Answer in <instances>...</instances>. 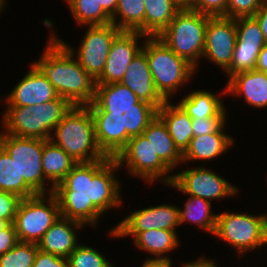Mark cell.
<instances>
[{
  "label": "cell",
  "instance_id": "obj_1",
  "mask_svg": "<svg viewBox=\"0 0 267 267\" xmlns=\"http://www.w3.org/2000/svg\"><path fill=\"white\" fill-rule=\"evenodd\" d=\"M118 169L117 161L110 157L77 163L53 191L60 217L97 226L102 214L121 206V186L113 174Z\"/></svg>",
  "mask_w": 267,
  "mask_h": 267
},
{
  "label": "cell",
  "instance_id": "obj_2",
  "mask_svg": "<svg viewBox=\"0 0 267 267\" xmlns=\"http://www.w3.org/2000/svg\"><path fill=\"white\" fill-rule=\"evenodd\" d=\"M88 107L97 144L110 158H115L132 137L143 134L158 111L121 83L96 85L94 100Z\"/></svg>",
  "mask_w": 267,
  "mask_h": 267
},
{
  "label": "cell",
  "instance_id": "obj_3",
  "mask_svg": "<svg viewBox=\"0 0 267 267\" xmlns=\"http://www.w3.org/2000/svg\"><path fill=\"white\" fill-rule=\"evenodd\" d=\"M51 38L33 65L50 81L59 97L72 106H88L95 97V80L74 59L73 47L58 36Z\"/></svg>",
  "mask_w": 267,
  "mask_h": 267
},
{
  "label": "cell",
  "instance_id": "obj_4",
  "mask_svg": "<svg viewBox=\"0 0 267 267\" xmlns=\"http://www.w3.org/2000/svg\"><path fill=\"white\" fill-rule=\"evenodd\" d=\"M53 131L49 140L77 163L109 158L97 144L94 121L88 106H72Z\"/></svg>",
  "mask_w": 267,
  "mask_h": 267
},
{
  "label": "cell",
  "instance_id": "obj_5",
  "mask_svg": "<svg viewBox=\"0 0 267 267\" xmlns=\"http://www.w3.org/2000/svg\"><path fill=\"white\" fill-rule=\"evenodd\" d=\"M71 107L63 97L35 106H7L2 118L7 130L4 132L17 137L49 140L51 131Z\"/></svg>",
  "mask_w": 267,
  "mask_h": 267
},
{
  "label": "cell",
  "instance_id": "obj_6",
  "mask_svg": "<svg viewBox=\"0 0 267 267\" xmlns=\"http://www.w3.org/2000/svg\"><path fill=\"white\" fill-rule=\"evenodd\" d=\"M145 41L141 50L148 59L154 86L160 96L169 101L177 88L187 83L197 69L158 37H146Z\"/></svg>",
  "mask_w": 267,
  "mask_h": 267
},
{
  "label": "cell",
  "instance_id": "obj_7",
  "mask_svg": "<svg viewBox=\"0 0 267 267\" xmlns=\"http://www.w3.org/2000/svg\"><path fill=\"white\" fill-rule=\"evenodd\" d=\"M209 17L183 6L157 37L196 69L204 52Z\"/></svg>",
  "mask_w": 267,
  "mask_h": 267
},
{
  "label": "cell",
  "instance_id": "obj_8",
  "mask_svg": "<svg viewBox=\"0 0 267 267\" xmlns=\"http://www.w3.org/2000/svg\"><path fill=\"white\" fill-rule=\"evenodd\" d=\"M45 195L36 194L20 201L13 223L18 241L37 244L60 217L59 202L55 194L49 193V197Z\"/></svg>",
  "mask_w": 267,
  "mask_h": 267
},
{
  "label": "cell",
  "instance_id": "obj_9",
  "mask_svg": "<svg viewBox=\"0 0 267 267\" xmlns=\"http://www.w3.org/2000/svg\"><path fill=\"white\" fill-rule=\"evenodd\" d=\"M236 248L239 255L267 244L266 216L244 213L217 214L213 234Z\"/></svg>",
  "mask_w": 267,
  "mask_h": 267
},
{
  "label": "cell",
  "instance_id": "obj_10",
  "mask_svg": "<svg viewBox=\"0 0 267 267\" xmlns=\"http://www.w3.org/2000/svg\"><path fill=\"white\" fill-rule=\"evenodd\" d=\"M0 145L15 161L18 175L36 194H47L42 170L43 140L0 132Z\"/></svg>",
  "mask_w": 267,
  "mask_h": 267
},
{
  "label": "cell",
  "instance_id": "obj_11",
  "mask_svg": "<svg viewBox=\"0 0 267 267\" xmlns=\"http://www.w3.org/2000/svg\"><path fill=\"white\" fill-rule=\"evenodd\" d=\"M114 159L119 167L125 164L130 175L138 176L151 184L158 178L166 185L173 181L174 174L168 176L170 169L161 161L144 134L132 137Z\"/></svg>",
  "mask_w": 267,
  "mask_h": 267
},
{
  "label": "cell",
  "instance_id": "obj_12",
  "mask_svg": "<svg viewBox=\"0 0 267 267\" xmlns=\"http://www.w3.org/2000/svg\"><path fill=\"white\" fill-rule=\"evenodd\" d=\"M88 28L75 56L80 66L96 80L104 70L112 41L121 31L113 23Z\"/></svg>",
  "mask_w": 267,
  "mask_h": 267
},
{
  "label": "cell",
  "instance_id": "obj_13",
  "mask_svg": "<svg viewBox=\"0 0 267 267\" xmlns=\"http://www.w3.org/2000/svg\"><path fill=\"white\" fill-rule=\"evenodd\" d=\"M170 186L179 189L182 193L201 197L210 202L211 199L230 197L238 193L236 186L202 166L175 173Z\"/></svg>",
  "mask_w": 267,
  "mask_h": 267
},
{
  "label": "cell",
  "instance_id": "obj_14",
  "mask_svg": "<svg viewBox=\"0 0 267 267\" xmlns=\"http://www.w3.org/2000/svg\"><path fill=\"white\" fill-rule=\"evenodd\" d=\"M236 44L233 60L225 71L228 78L239 72L255 70L258 54L266 44L258 21L254 17L235 19Z\"/></svg>",
  "mask_w": 267,
  "mask_h": 267
},
{
  "label": "cell",
  "instance_id": "obj_15",
  "mask_svg": "<svg viewBox=\"0 0 267 267\" xmlns=\"http://www.w3.org/2000/svg\"><path fill=\"white\" fill-rule=\"evenodd\" d=\"M237 34L235 19L210 16L205 31V57L225 72L231 65Z\"/></svg>",
  "mask_w": 267,
  "mask_h": 267
},
{
  "label": "cell",
  "instance_id": "obj_16",
  "mask_svg": "<svg viewBox=\"0 0 267 267\" xmlns=\"http://www.w3.org/2000/svg\"><path fill=\"white\" fill-rule=\"evenodd\" d=\"M146 37L140 32L121 31L112 41L104 70L95 80L96 85L120 83L130 62L142 49L138 39Z\"/></svg>",
  "mask_w": 267,
  "mask_h": 267
},
{
  "label": "cell",
  "instance_id": "obj_17",
  "mask_svg": "<svg viewBox=\"0 0 267 267\" xmlns=\"http://www.w3.org/2000/svg\"><path fill=\"white\" fill-rule=\"evenodd\" d=\"M180 225L179 207L174 205L150 206L136 210L114 229L116 232H144L150 229L175 230Z\"/></svg>",
  "mask_w": 267,
  "mask_h": 267
},
{
  "label": "cell",
  "instance_id": "obj_18",
  "mask_svg": "<svg viewBox=\"0 0 267 267\" xmlns=\"http://www.w3.org/2000/svg\"><path fill=\"white\" fill-rule=\"evenodd\" d=\"M54 86L31 64L28 73L8 94L7 106H35L58 98Z\"/></svg>",
  "mask_w": 267,
  "mask_h": 267
},
{
  "label": "cell",
  "instance_id": "obj_19",
  "mask_svg": "<svg viewBox=\"0 0 267 267\" xmlns=\"http://www.w3.org/2000/svg\"><path fill=\"white\" fill-rule=\"evenodd\" d=\"M120 83L128 87L139 100L148 102L157 109L165 103L154 86L148 59L142 50L132 59Z\"/></svg>",
  "mask_w": 267,
  "mask_h": 267
},
{
  "label": "cell",
  "instance_id": "obj_20",
  "mask_svg": "<svg viewBox=\"0 0 267 267\" xmlns=\"http://www.w3.org/2000/svg\"><path fill=\"white\" fill-rule=\"evenodd\" d=\"M224 88L231 95L241 96L249 106L258 109L267 107V74L248 70L231 76Z\"/></svg>",
  "mask_w": 267,
  "mask_h": 267
},
{
  "label": "cell",
  "instance_id": "obj_21",
  "mask_svg": "<svg viewBox=\"0 0 267 267\" xmlns=\"http://www.w3.org/2000/svg\"><path fill=\"white\" fill-rule=\"evenodd\" d=\"M83 224L59 217L37 243L38 249L58 257L67 258L78 246L76 228Z\"/></svg>",
  "mask_w": 267,
  "mask_h": 267
},
{
  "label": "cell",
  "instance_id": "obj_22",
  "mask_svg": "<svg viewBox=\"0 0 267 267\" xmlns=\"http://www.w3.org/2000/svg\"><path fill=\"white\" fill-rule=\"evenodd\" d=\"M112 237L134 236V244L136 247L145 252L155 255L156 259H170L166 255L179 245L176 231L165 229H150L144 232H116L113 228L110 231Z\"/></svg>",
  "mask_w": 267,
  "mask_h": 267
},
{
  "label": "cell",
  "instance_id": "obj_23",
  "mask_svg": "<svg viewBox=\"0 0 267 267\" xmlns=\"http://www.w3.org/2000/svg\"><path fill=\"white\" fill-rule=\"evenodd\" d=\"M157 116L166 125L175 146L183 154L193 138L192 119L179 105L171 104L170 100L158 109Z\"/></svg>",
  "mask_w": 267,
  "mask_h": 267
},
{
  "label": "cell",
  "instance_id": "obj_24",
  "mask_svg": "<svg viewBox=\"0 0 267 267\" xmlns=\"http://www.w3.org/2000/svg\"><path fill=\"white\" fill-rule=\"evenodd\" d=\"M203 136H194L189 147L183 153V162L197 160H211L219 157L233 145V138L223 130Z\"/></svg>",
  "mask_w": 267,
  "mask_h": 267
},
{
  "label": "cell",
  "instance_id": "obj_25",
  "mask_svg": "<svg viewBox=\"0 0 267 267\" xmlns=\"http://www.w3.org/2000/svg\"><path fill=\"white\" fill-rule=\"evenodd\" d=\"M43 176L51 184L50 193L72 170L77 162L68 155L61 147L53 144L50 140H43L42 153Z\"/></svg>",
  "mask_w": 267,
  "mask_h": 267
},
{
  "label": "cell",
  "instance_id": "obj_26",
  "mask_svg": "<svg viewBox=\"0 0 267 267\" xmlns=\"http://www.w3.org/2000/svg\"><path fill=\"white\" fill-rule=\"evenodd\" d=\"M143 134L151 142L161 161L170 170L183 162V154L175 146L166 125L158 116L146 127Z\"/></svg>",
  "mask_w": 267,
  "mask_h": 267
},
{
  "label": "cell",
  "instance_id": "obj_27",
  "mask_svg": "<svg viewBox=\"0 0 267 267\" xmlns=\"http://www.w3.org/2000/svg\"><path fill=\"white\" fill-rule=\"evenodd\" d=\"M145 35L157 37L183 8L178 0H144Z\"/></svg>",
  "mask_w": 267,
  "mask_h": 267
},
{
  "label": "cell",
  "instance_id": "obj_28",
  "mask_svg": "<svg viewBox=\"0 0 267 267\" xmlns=\"http://www.w3.org/2000/svg\"><path fill=\"white\" fill-rule=\"evenodd\" d=\"M178 104L191 119L216 117L225 109L217 95L204 90L190 92Z\"/></svg>",
  "mask_w": 267,
  "mask_h": 267
},
{
  "label": "cell",
  "instance_id": "obj_29",
  "mask_svg": "<svg viewBox=\"0 0 267 267\" xmlns=\"http://www.w3.org/2000/svg\"><path fill=\"white\" fill-rule=\"evenodd\" d=\"M144 0H118L113 23L120 31L140 32L145 35ZM117 16L120 20L117 21Z\"/></svg>",
  "mask_w": 267,
  "mask_h": 267
},
{
  "label": "cell",
  "instance_id": "obj_30",
  "mask_svg": "<svg viewBox=\"0 0 267 267\" xmlns=\"http://www.w3.org/2000/svg\"><path fill=\"white\" fill-rule=\"evenodd\" d=\"M0 190L11 192L24 199L36 195V193L18 175L15 161L0 145Z\"/></svg>",
  "mask_w": 267,
  "mask_h": 267
},
{
  "label": "cell",
  "instance_id": "obj_31",
  "mask_svg": "<svg viewBox=\"0 0 267 267\" xmlns=\"http://www.w3.org/2000/svg\"><path fill=\"white\" fill-rule=\"evenodd\" d=\"M184 205L185 210L179 208L180 225L186 221L194 222L201 229L213 235L217 214L212 213L211 202L201 197L190 196Z\"/></svg>",
  "mask_w": 267,
  "mask_h": 267
},
{
  "label": "cell",
  "instance_id": "obj_32",
  "mask_svg": "<svg viewBox=\"0 0 267 267\" xmlns=\"http://www.w3.org/2000/svg\"><path fill=\"white\" fill-rule=\"evenodd\" d=\"M76 22L81 25H105L111 17L103 10L99 0H66Z\"/></svg>",
  "mask_w": 267,
  "mask_h": 267
},
{
  "label": "cell",
  "instance_id": "obj_33",
  "mask_svg": "<svg viewBox=\"0 0 267 267\" xmlns=\"http://www.w3.org/2000/svg\"><path fill=\"white\" fill-rule=\"evenodd\" d=\"M38 251L36 243L18 242L0 255V267H32Z\"/></svg>",
  "mask_w": 267,
  "mask_h": 267
},
{
  "label": "cell",
  "instance_id": "obj_34",
  "mask_svg": "<svg viewBox=\"0 0 267 267\" xmlns=\"http://www.w3.org/2000/svg\"><path fill=\"white\" fill-rule=\"evenodd\" d=\"M70 267H107L110 263L92 247L78 245L67 257Z\"/></svg>",
  "mask_w": 267,
  "mask_h": 267
},
{
  "label": "cell",
  "instance_id": "obj_35",
  "mask_svg": "<svg viewBox=\"0 0 267 267\" xmlns=\"http://www.w3.org/2000/svg\"><path fill=\"white\" fill-rule=\"evenodd\" d=\"M265 0H228L227 18L253 17Z\"/></svg>",
  "mask_w": 267,
  "mask_h": 267
},
{
  "label": "cell",
  "instance_id": "obj_36",
  "mask_svg": "<svg viewBox=\"0 0 267 267\" xmlns=\"http://www.w3.org/2000/svg\"><path fill=\"white\" fill-rule=\"evenodd\" d=\"M226 109L218 116L204 119H192L193 137L217 133L226 124Z\"/></svg>",
  "mask_w": 267,
  "mask_h": 267
},
{
  "label": "cell",
  "instance_id": "obj_37",
  "mask_svg": "<svg viewBox=\"0 0 267 267\" xmlns=\"http://www.w3.org/2000/svg\"><path fill=\"white\" fill-rule=\"evenodd\" d=\"M227 3L228 0H188L186 7L210 16L226 17Z\"/></svg>",
  "mask_w": 267,
  "mask_h": 267
},
{
  "label": "cell",
  "instance_id": "obj_38",
  "mask_svg": "<svg viewBox=\"0 0 267 267\" xmlns=\"http://www.w3.org/2000/svg\"><path fill=\"white\" fill-rule=\"evenodd\" d=\"M20 198L18 195L0 190V218L14 223Z\"/></svg>",
  "mask_w": 267,
  "mask_h": 267
},
{
  "label": "cell",
  "instance_id": "obj_39",
  "mask_svg": "<svg viewBox=\"0 0 267 267\" xmlns=\"http://www.w3.org/2000/svg\"><path fill=\"white\" fill-rule=\"evenodd\" d=\"M32 267H70L68 259L38 249Z\"/></svg>",
  "mask_w": 267,
  "mask_h": 267
},
{
  "label": "cell",
  "instance_id": "obj_40",
  "mask_svg": "<svg viewBox=\"0 0 267 267\" xmlns=\"http://www.w3.org/2000/svg\"><path fill=\"white\" fill-rule=\"evenodd\" d=\"M18 242L15 226L11 223L0 231V255L11 250Z\"/></svg>",
  "mask_w": 267,
  "mask_h": 267
},
{
  "label": "cell",
  "instance_id": "obj_41",
  "mask_svg": "<svg viewBox=\"0 0 267 267\" xmlns=\"http://www.w3.org/2000/svg\"><path fill=\"white\" fill-rule=\"evenodd\" d=\"M253 17L258 21L267 43V0L264 1L260 9Z\"/></svg>",
  "mask_w": 267,
  "mask_h": 267
},
{
  "label": "cell",
  "instance_id": "obj_42",
  "mask_svg": "<svg viewBox=\"0 0 267 267\" xmlns=\"http://www.w3.org/2000/svg\"><path fill=\"white\" fill-rule=\"evenodd\" d=\"M255 70L267 74V43L263 46L262 50L258 54Z\"/></svg>",
  "mask_w": 267,
  "mask_h": 267
},
{
  "label": "cell",
  "instance_id": "obj_43",
  "mask_svg": "<svg viewBox=\"0 0 267 267\" xmlns=\"http://www.w3.org/2000/svg\"><path fill=\"white\" fill-rule=\"evenodd\" d=\"M171 265V259L148 258L142 267H172Z\"/></svg>",
  "mask_w": 267,
  "mask_h": 267
},
{
  "label": "cell",
  "instance_id": "obj_44",
  "mask_svg": "<svg viewBox=\"0 0 267 267\" xmlns=\"http://www.w3.org/2000/svg\"><path fill=\"white\" fill-rule=\"evenodd\" d=\"M183 267H217V265L213 260H207L203 257L192 262H185Z\"/></svg>",
  "mask_w": 267,
  "mask_h": 267
},
{
  "label": "cell",
  "instance_id": "obj_45",
  "mask_svg": "<svg viewBox=\"0 0 267 267\" xmlns=\"http://www.w3.org/2000/svg\"><path fill=\"white\" fill-rule=\"evenodd\" d=\"M103 10L112 18L116 12L118 0H99Z\"/></svg>",
  "mask_w": 267,
  "mask_h": 267
},
{
  "label": "cell",
  "instance_id": "obj_46",
  "mask_svg": "<svg viewBox=\"0 0 267 267\" xmlns=\"http://www.w3.org/2000/svg\"><path fill=\"white\" fill-rule=\"evenodd\" d=\"M10 224L9 221L0 218V231L7 228Z\"/></svg>",
  "mask_w": 267,
  "mask_h": 267
},
{
  "label": "cell",
  "instance_id": "obj_47",
  "mask_svg": "<svg viewBox=\"0 0 267 267\" xmlns=\"http://www.w3.org/2000/svg\"><path fill=\"white\" fill-rule=\"evenodd\" d=\"M5 2V0H0V11L4 8V5L6 4Z\"/></svg>",
  "mask_w": 267,
  "mask_h": 267
},
{
  "label": "cell",
  "instance_id": "obj_48",
  "mask_svg": "<svg viewBox=\"0 0 267 267\" xmlns=\"http://www.w3.org/2000/svg\"><path fill=\"white\" fill-rule=\"evenodd\" d=\"M183 6L187 5L188 0H178Z\"/></svg>",
  "mask_w": 267,
  "mask_h": 267
},
{
  "label": "cell",
  "instance_id": "obj_49",
  "mask_svg": "<svg viewBox=\"0 0 267 267\" xmlns=\"http://www.w3.org/2000/svg\"><path fill=\"white\" fill-rule=\"evenodd\" d=\"M265 216H266V229H267V214H265Z\"/></svg>",
  "mask_w": 267,
  "mask_h": 267
},
{
  "label": "cell",
  "instance_id": "obj_50",
  "mask_svg": "<svg viewBox=\"0 0 267 267\" xmlns=\"http://www.w3.org/2000/svg\"><path fill=\"white\" fill-rule=\"evenodd\" d=\"M107 267H113V266H112V263H109Z\"/></svg>",
  "mask_w": 267,
  "mask_h": 267
}]
</instances>
